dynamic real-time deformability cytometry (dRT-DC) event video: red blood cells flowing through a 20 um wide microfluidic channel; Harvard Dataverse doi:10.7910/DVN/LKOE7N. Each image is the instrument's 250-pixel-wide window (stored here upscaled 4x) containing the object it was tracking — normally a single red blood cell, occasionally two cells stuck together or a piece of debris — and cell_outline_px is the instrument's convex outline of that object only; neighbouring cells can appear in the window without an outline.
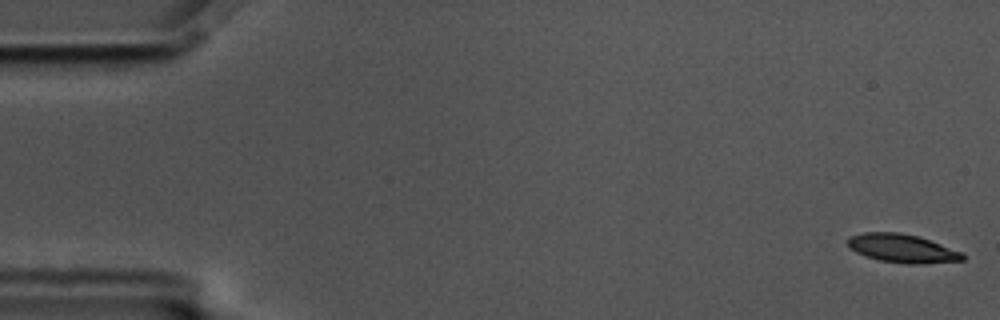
{"species": "common noctule bat (a hibernating species)", "species_latin": "Nyctalus noctula", "temperature_condition": "cold", "stored_images_in_passage": 57, "camera_frame_rate_fps": 3000, "um_per_image_px": 0.085, "animal": {"sex": "male", "body_mass_g": 17.5, "forearm_length_mm": 52.3}, "frame": {"image": 1, "passage_image": 1, "time_ms": 0.0, "image_size_px": [1000, 320], "cell_outline_px": [[964, 260], [924, 264], [908, 264], [880, 260], [864, 256], [848, 248], [848, 236], [864, 232], [900, 232], [920, 236], [960, 252], [964, 256]], "centroid_in_image_um": [76.64, 21.1], "position_along_channel_um": 8.4, "area_um2": 19.13}}
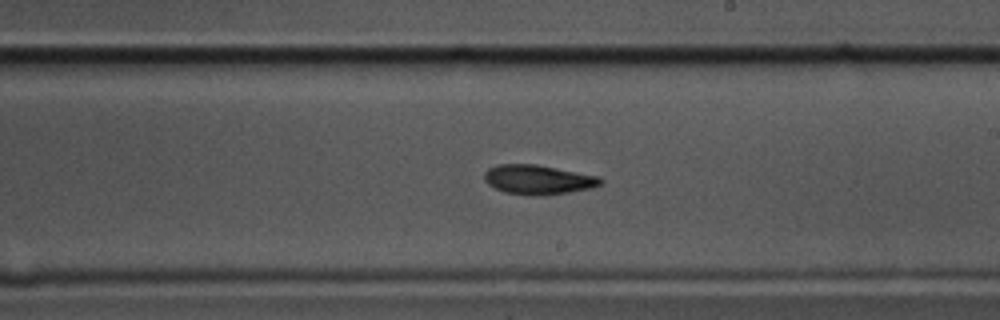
{"frame": {"image": 2, "passage_image": 33, "time_ms": 10.667, "image_size_px": [1000, 320], "cell_outline_px": [[604, 180], [600, 184], [588, 188], [568, 192], [504, 192], [488, 184], [484, 180], [484, 172], [488, 168], [496, 164], [536, 164], [600, 176]], "centroid_in_image_um": [45.71, 15.19], "position_along_channel_um": 243.3, "area_um2": 18.96}}
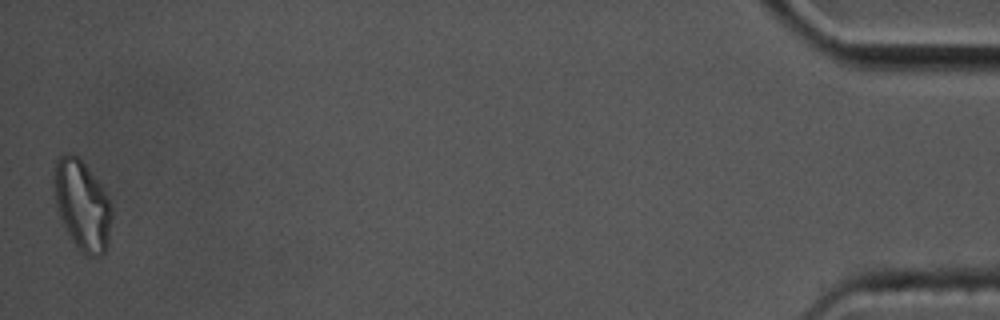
{"frame": {"image": 3, "passage_image": 57, "time_ms": 18.667, "image_size_px": [1000, 320], "cell_outline_px": [[112, 220], [108, 244], [104, 252], [100, 256], [84, 256], [80, 252], [72, 240], [56, 208], [52, 176], [56, 160], [60, 156], [68, 152], [72, 152], [84, 164], [100, 184], [108, 196], [112, 204]], "centroid_in_image_um": [6.99, 17.45], "position_along_channel_um": 428.2, "area_um2": 30.52}, "authors_computed_cell_mechanics": {"area_um2": 19.8254, "velocity_mm_per_s": 3.4837, "shape_relaxation_time_tau1_ms": 3.9125, "shape_relaxation_time_tau2_ms": 7.4334, "deformation_change_tau1": 0.1301, "deformation_change_tau2": 0.1601}}